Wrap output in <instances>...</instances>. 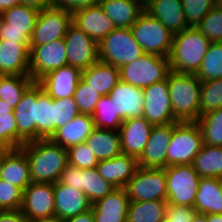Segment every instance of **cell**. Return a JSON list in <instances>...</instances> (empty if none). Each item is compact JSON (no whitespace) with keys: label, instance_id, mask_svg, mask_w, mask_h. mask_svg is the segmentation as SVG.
Instances as JSON below:
<instances>
[{"label":"cell","instance_id":"cell-1","mask_svg":"<svg viewBox=\"0 0 222 222\" xmlns=\"http://www.w3.org/2000/svg\"><path fill=\"white\" fill-rule=\"evenodd\" d=\"M29 161L32 182L52 183L59 181L68 164V151L51 139L26 142L20 147Z\"/></svg>","mask_w":222,"mask_h":222},{"label":"cell","instance_id":"cell-2","mask_svg":"<svg viewBox=\"0 0 222 222\" xmlns=\"http://www.w3.org/2000/svg\"><path fill=\"white\" fill-rule=\"evenodd\" d=\"M210 44L211 41L196 27L175 33L168 57L171 71L196 74Z\"/></svg>","mask_w":222,"mask_h":222},{"label":"cell","instance_id":"cell-3","mask_svg":"<svg viewBox=\"0 0 222 222\" xmlns=\"http://www.w3.org/2000/svg\"><path fill=\"white\" fill-rule=\"evenodd\" d=\"M167 83L174 117L179 122L197 121L200 117L201 80L196 74L171 71Z\"/></svg>","mask_w":222,"mask_h":222},{"label":"cell","instance_id":"cell-4","mask_svg":"<svg viewBox=\"0 0 222 222\" xmlns=\"http://www.w3.org/2000/svg\"><path fill=\"white\" fill-rule=\"evenodd\" d=\"M202 145V132L196 121L174 122L167 148L166 168L192 164Z\"/></svg>","mask_w":222,"mask_h":222},{"label":"cell","instance_id":"cell-5","mask_svg":"<svg viewBox=\"0 0 222 222\" xmlns=\"http://www.w3.org/2000/svg\"><path fill=\"white\" fill-rule=\"evenodd\" d=\"M143 54L131 28H115L98 43L99 61L117 68L135 61Z\"/></svg>","mask_w":222,"mask_h":222},{"label":"cell","instance_id":"cell-6","mask_svg":"<svg viewBox=\"0 0 222 222\" xmlns=\"http://www.w3.org/2000/svg\"><path fill=\"white\" fill-rule=\"evenodd\" d=\"M130 28L144 53L169 57L174 34L160 20L144 10Z\"/></svg>","mask_w":222,"mask_h":222},{"label":"cell","instance_id":"cell-7","mask_svg":"<svg viewBox=\"0 0 222 222\" xmlns=\"http://www.w3.org/2000/svg\"><path fill=\"white\" fill-rule=\"evenodd\" d=\"M119 69L121 81L139 88L163 81L171 72L168 57L147 53Z\"/></svg>","mask_w":222,"mask_h":222},{"label":"cell","instance_id":"cell-8","mask_svg":"<svg viewBox=\"0 0 222 222\" xmlns=\"http://www.w3.org/2000/svg\"><path fill=\"white\" fill-rule=\"evenodd\" d=\"M124 189L130 202L166 201L165 168H143L138 166Z\"/></svg>","mask_w":222,"mask_h":222},{"label":"cell","instance_id":"cell-9","mask_svg":"<svg viewBox=\"0 0 222 222\" xmlns=\"http://www.w3.org/2000/svg\"><path fill=\"white\" fill-rule=\"evenodd\" d=\"M165 171L167 203L193 207L201 178L193 165L168 166Z\"/></svg>","mask_w":222,"mask_h":222},{"label":"cell","instance_id":"cell-10","mask_svg":"<svg viewBox=\"0 0 222 222\" xmlns=\"http://www.w3.org/2000/svg\"><path fill=\"white\" fill-rule=\"evenodd\" d=\"M39 11L25 5L13 6L1 13L0 40L23 43L29 50V40Z\"/></svg>","mask_w":222,"mask_h":222},{"label":"cell","instance_id":"cell-11","mask_svg":"<svg viewBox=\"0 0 222 222\" xmlns=\"http://www.w3.org/2000/svg\"><path fill=\"white\" fill-rule=\"evenodd\" d=\"M65 65H68V60L64 38L42 45H30V76L35 82Z\"/></svg>","mask_w":222,"mask_h":222},{"label":"cell","instance_id":"cell-12","mask_svg":"<svg viewBox=\"0 0 222 222\" xmlns=\"http://www.w3.org/2000/svg\"><path fill=\"white\" fill-rule=\"evenodd\" d=\"M72 23V14L62 9L49 7L39 11L30 45H42L65 37Z\"/></svg>","mask_w":222,"mask_h":222},{"label":"cell","instance_id":"cell-13","mask_svg":"<svg viewBox=\"0 0 222 222\" xmlns=\"http://www.w3.org/2000/svg\"><path fill=\"white\" fill-rule=\"evenodd\" d=\"M142 116L152 125H165L178 120L173 115L167 79L143 88Z\"/></svg>","mask_w":222,"mask_h":222},{"label":"cell","instance_id":"cell-14","mask_svg":"<svg viewBox=\"0 0 222 222\" xmlns=\"http://www.w3.org/2000/svg\"><path fill=\"white\" fill-rule=\"evenodd\" d=\"M64 40L68 65L82 71L99 60L98 43L73 23L70 24Z\"/></svg>","mask_w":222,"mask_h":222},{"label":"cell","instance_id":"cell-15","mask_svg":"<svg viewBox=\"0 0 222 222\" xmlns=\"http://www.w3.org/2000/svg\"><path fill=\"white\" fill-rule=\"evenodd\" d=\"M20 210L27 222L55 215L53 184L31 182L23 191Z\"/></svg>","mask_w":222,"mask_h":222},{"label":"cell","instance_id":"cell-16","mask_svg":"<svg viewBox=\"0 0 222 222\" xmlns=\"http://www.w3.org/2000/svg\"><path fill=\"white\" fill-rule=\"evenodd\" d=\"M37 82H33L23 93L13 110L17 125V148L36 140Z\"/></svg>","mask_w":222,"mask_h":222},{"label":"cell","instance_id":"cell-17","mask_svg":"<svg viewBox=\"0 0 222 222\" xmlns=\"http://www.w3.org/2000/svg\"><path fill=\"white\" fill-rule=\"evenodd\" d=\"M174 122L165 125H154L148 142L137 159L138 166L143 168H166V155Z\"/></svg>","mask_w":222,"mask_h":222},{"label":"cell","instance_id":"cell-18","mask_svg":"<svg viewBox=\"0 0 222 222\" xmlns=\"http://www.w3.org/2000/svg\"><path fill=\"white\" fill-rule=\"evenodd\" d=\"M108 96L113 101L116 115L122 121L142 116L144 105L143 88L132 86L120 80L109 92Z\"/></svg>","mask_w":222,"mask_h":222},{"label":"cell","instance_id":"cell-19","mask_svg":"<svg viewBox=\"0 0 222 222\" xmlns=\"http://www.w3.org/2000/svg\"><path fill=\"white\" fill-rule=\"evenodd\" d=\"M81 72L79 68L65 65L46 74L38 83L53 99H64L74 95Z\"/></svg>","mask_w":222,"mask_h":222},{"label":"cell","instance_id":"cell-20","mask_svg":"<svg viewBox=\"0 0 222 222\" xmlns=\"http://www.w3.org/2000/svg\"><path fill=\"white\" fill-rule=\"evenodd\" d=\"M153 126L143 116L124 120L118 130L122 153L138 159L148 142Z\"/></svg>","mask_w":222,"mask_h":222},{"label":"cell","instance_id":"cell-21","mask_svg":"<svg viewBox=\"0 0 222 222\" xmlns=\"http://www.w3.org/2000/svg\"><path fill=\"white\" fill-rule=\"evenodd\" d=\"M55 215L63 220L91 210V202L83 191L59 181L53 184Z\"/></svg>","mask_w":222,"mask_h":222},{"label":"cell","instance_id":"cell-22","mask_svg":"<svg viewBox=\"0 0 222 222\" xmlns=\"http://www.w3.org/2000/svg\"><path fill=\"white\" fill-rule=\"evenodd\" d=\"M72 23L97 43L116 28L99 3L73 13Z\"/></svg>","mask_w":222,"mask_h":222},{"label":"cell","instance_id":"cell-23","mask_svg":"<svg viewBox=\"0 0 222 222\" xmlns=\"http://www.w3.org/2000/svg\"><path fill=\"white\" fill-rule=\"evenodd\" d=\"M30 75V50L17 41L0 40V75Z\"/></svg>","mask_w":222,"mask_h":222},{"label":"cell","instance_id":"cell-24","mask_svg":"<svg viewBox=\"0 0 222 222\" xmlns=\"http://www.w3.org/2000/svg\"><path fill=\"white\" fill-rule=\"evenodd\" d=\"M144 8L173 34L188 28L181 0H147Z\"/></svg>","mask_w":222,"mask_h":222},{"label":"cell","instance_id":"cell-25","mask_svg":"<svg viewBox=\"0 0 222 222\" xmlns=\"http://www.w3.org/2000/svg\"><path fill=\"white\" fill-rule=\"evenodd\" d=\"M1 179L24 191L32 182L29 161L21 148H3Z\"/></svg>","mask_w":222,"mask_h":222},{"label":"cell","instance_id":"cell-26","mask_svg":"<svg viewBox=\"0 0 222 222\" xmlns=\"http://www.w3.org/2000/svg\"><path fill=\"white\" fill-rule=\"evenodd\" d=\"M129 203L125 189L117 188L92 204L95 222H126Z\"/></svg>","mask_w":222,"mask_h":222},{"label":"cell","instance_id":"cell-27","mask_svg":"<svg viewBox=\"0 0 222 222\" xmlns=\"http://www.w3.org/2000/svg\"><path fill=\"white\" fill-rule=\"evenodd\" d=\"M137 168V159L123 153L112 159L99 161L96 166L100 176L116 188H124Z\"/></svg>","mask_w":222,"mask_h":222},{"label":"cell","instance_id":"cell-28","mask_svg":"<svg viewBox=\"0 0 222 222\" xmlns=\"http://www.w3.org/2000/svg\"><path fill=\"white\" fill-rule=\"evenodd\" d=\"M99 4L116 28H130L145 10L143 0H104Z\"/></svg>","mask_w":222,"mask_h":222},{"label":"cell","instance_id":"cell-29","mask_svg":"<svg viewBox=\"0 0 222 222\" xmlns=\"http://www.w3.org/2000/svg\"><path fill=\"white\" fill-rule=\"evenodd\" d=\"M94 128L92 116L79 114L69 123L58 128L50 139L68 149L84 143Z\"/></svg>","mask_w":222,"mask_h":222},{"label":"cell","instance_id":"cell-30","mask_svg":"<svg viewBox=\"0 0 222 222\" xmlns=\"http://www.w3.org/2000/svg\"><path fill=\"white\" fill-rule=\"evenodd\" d=\"M81 78L100 96H105L120 81V69L98 60L89 68L82 70Z\"/></svg>","mask_w":222,"mask_h":222},{"label":"cell","instance_id":"cell-31","mask_svg":"<svg viewBox=\"0 0 222 222\" xmlns=\"http://www.w3.org/2000/svg\"><path fill=\"white\" fill-rule=\"evenodd\" d=\"M85 143L98 161L112 159L122 153L119 131L95 127Z\"/></svg>","mask_w":222,"mask_h":222},{"label":"cell","instance_id":"cell-32","mask_svg":"<svg viewBox=\"0 0 222 222\" xmlns=\"http://www.w3.org/2000/svg\"><path fill=\"white\" fill-rule=\"evenodd\" d=\"M193 208L196 213L222 214V192L218 178H200Z\"/></svg>","mask_w":222,"mask_h":222},{"label":"cell","instance_id":"cell-33","mask_svg":"<svg viewBox=\"0 0 222 222\" xmlns=\"http://www.w3.org/2000/svg\"><path fill=\"white\" fill-rule=\"evenodd\" d=\"M54 134V99L37 82L36 140L50 139Z\"/></svg>","mask_w":222,"mask_h":222},{"label":"cell","instance_id":"cell-34","mask_svg":"<svg viewBox=\"0 0 222 222\" xmlns=\"http://www.w3.org/2000/svg\"><path fill=\"white\" fill-rule=\"evenodd\" d=\"M201 178L222 176V147L202 145L192 163Z\"/></svg>","mask_w":222,"mask_h":222},{"label":"cell","instance_id":"cell-35","mask_svg":"<svg viewBox=\"0 0 222 222\" xmlns=\"http://www.w3.org/2000/svg\"><path fill=\"white\" fill-rule=\"evenodd\" d=\"M167 204L161 200L130 202L126 222H163Z\"/></svg>","mask_w":222,"mask_h":222},{"label":"cell","instance_id":"cell-36","mask_svg":"<svg viewBox=\"0 0 222 222\" xmlns=\"http://www.w3.org/2000/svg\"><path fill=\"white\" fill-rule=\"evenodd\" d=\"M80 191H83L91 204L111 194L117 188L100 176L96 168L81 169Z\"/></svg>","mask_w":222,"mask_h":222},{"label":"cell","instance_id":"cell-37","mask_svg":"<svg viewBox=\"0 0 222 222\" xmlns=\"http://www.w3.org/2000/svg\"><path fill=\"white\" fill-rule=\"evenodd\" d=\"M33 82L30 75H0V99L14 109Z\"/></svg>","mask_w":222,"mask_h":222},{"label":"cell","instance_id":"cell-38","mask_svg":"<svg viewBox=\"0 0 222 222\" xmlns=\"http://www.w3.org/2000/svg\"><path fill=\"white\" fill-rule=\"evenodd\" d=\"M196 122L204 145L222 147V107L201 115Z\"/></svg>","mask_w":222,"mask_h":222},{"label":"cell","instance_id":"cell-39","mask_svg":"<svg viewBox=\"0 0 222 222\" xmlns=\"http://www.w3.org/2000/svg\"><path fill=\"white\" fill-rule=\"evenodd\" d=\"M196 76L201 82L222 78V42H211Z\"/></svg>","mask_w":222,"mask_h":222},{"label":"cell","instance_id":"cell-40","mask_svg":"<svg viewBox=\"0 0 222 222\" xmlns=\"http://www.w3.org/2000/svg\"><path fill=\"white\" fill-rule=\"evenodd\" d=\"M113 101L108 95L101 96L92 115L96 128L118 131L122 120L115 113Z\"/></svg>","mask_w":222,"mask_h":222},{"label":"cell","instance_id":"cell-41","mask_svg":"<svg viewBox=\"0 0 222 222\" xmlns=\"http://www.w3.org/2000/svg\"><path fill=\"white\" fill-rule=\"evenodd\" d=\"M13 108L0 99V146L17 149V125Z\"/></svg>","mask_w":222,"mask_h":222},{"label":"cell","instance_id":"cell-42","mask_svg":"<svg viewBox=\"0 0 222 222\" xmlns=\"http://www.w3.org/2000/svg\"><path fill=\"white\" fill-rule=\"evenodd\" d=\"M222 107V78L201 82L200 116Z\"/></svg>","mask_w":222,"mask_h":222},{"label":"cell","instance_id":"cell-43","mask_svg":"<svg viewBox=\"0 0 222 222\" xmlns=\"http://www.w3.org/2000/svg\"><path fill=\"white\" fill-rule=\"evenodd\" d=\"M96 90L90 87L82 78L79 80L73 98L81 114L92 116L100 99Z\"/></svg>","mask_w":222,"mask_h":222},{"label":"cell","instance_id":"cell-44","mask_svg":"<svg viewBox=\"0 0 222 222\" xmlns=\"http://www.w3.org/2000/svg\"><path fill=\"white\" fill-rule=\"evenodd\" d=\"M196 28L211 42H222V9L214 6Z\"/></svg>","mask_w":222,"mask_h":222},{"label":"cell","instance_id":"cell-45","mask_svg":"<svg viewBox=\"0 0 222 222\" xmlns=\"http://www.w3.org/2000/svg\"><path fill=\"white\" fill-rule=\"evenodd\" d=\"M181 2L188 27H196L215 6L214 0H181Z\"/></svg>","mask_w":222,"mask_h":222},{"label":"cell","instance_id":"cell-46","mask_svg":"<svg viewBox=\"0 0 222 222\" xmlns=\"http://www.w3.org/2000/svg\"><path fill=\"white\" fill-rule=\"evenodd\" d=\"M80 113L78 106L73 98L54 99V133L55 131L69 123Z\"/></svg>","mask_w":222,"mask_h":222},{"label":"cell","instance_id":"cell-47","mask_svg":"<svg viewBox=\"0 0 222 222\" xmlns=\"http://www.w3.org/2000/svg\"><path fill=\"white\" fill-rule=\"evenodd\" d=\"M67 151L68 163L76 166L77 168H96L98 165L99 161L85 142L71 146L67 149Z\"/></svg>","mask_w":222,"mask_h":222},{"label":"cell","instance_id":"cell-48","mask_svg":"<svg viewBox=\"0 0 222 222\" xmlns=\"http://www.w3.org/2000/svg\"><path fill=\"white\" fill-rule=\"evenodd\" d=\"M22 196L20 188L0 179V211L20 209Z\"/></svg>","mask_w":222,"mask_h":222},{"label":"cell","instance_id":"cell-49","mask_svg":"<svg viewBox=\"0 0 222 222\" xmlns=\"http://www.w3.org/2000/svg\"><path fill=\"white\" fill-rule=\"evenodd\" d=\"M195 213L196 210L193 207L168 203L163 222H191Z\"/></svg>","mask_w":222,"mask_h":222},{"label":"cell","instance_id":"cell-50","mask_svg":"<svg viewBox=\"0 0 222 222\" xmlns=\"http://www.w3.org/2000/svg\"><path fill=\"white\" fill-rule=\"evenodd\" d=\"M98 4V0H52V7L62 9L70 14Z\"/></svg>","mask_w":222,"mask_h":222},{"label":"cell","instance_id":"cell-51","mask_svg":"<svg viewBox=\"0 0 222 222\" xmlns=\"http://www.w3.org/2000/svg\"><path fill=\"white\" fill-rule=\"evenodd\" d=\"M80 175L81 169L68 163L61 173L59 182L80 190Z\"/></svg>","mask_w":222,"mask_h":222},{"label":"cell","instance_id":"cell-52","mask_svg":"<svg viewBox=\"0 0 222 222\" xmlns=\"http://www.w3.org/2000/svg\"><path fill=\"white\" fill-rule=\"evenodd\" d=\"M0 222H27L20 209L0 211Z\"/></svg>","mask_w":222,"mask_h":222},{"label":"cell","instance_id":"cell-53","mask_svg":"<svg viewBox=\"0 0 222 222\" xmlns=\"http://www.w3.org/2000/svg\"><path fill=\"white\" fill-rule=\"evenodd\" d=\"M20 5L32 7L38 11L52 6V0H19Z\"/></svg>","mask_w":222,"mask_h":222},{"label":"cell","instance_id":"cell-54","mask_svg":"<svg viewBox=\"0 0 222 222\" xmlns=\"http://www.w3.org/2000/svg\"><path fill=\"white\" fill-rule=\"evenodd\" d=\"M64 222H95L92 210L64 220Z\"/></svg>","mask_w":222,"mask_h":222},{"label":"cell","instance_id":"cell-55","mask_svg":"<svg viewBox=\"0 0 222 222\" xmlns=\"http://www.w3.org/2000/svg\"><path fill=\"white\" fill-rule=\"evenodd\" d=\"M19 4V0H0V13Z\"/></svg>","mask_w":222,"mask_h":222},{"label":"cell","instance_id":"cell-56","mask_svg":"<svg viewBox=\"0 0 222 222\" xmlns=\"http://www.w3.org/2000/svg\"><path fill=\"white\" fill-rule=\"evenodd\" d=\"M32 222H64V220L57 217L56 215H53V216H50V217L40 218V219L34 220Z\"/></svg>","mask_w":222,"mask_h":222},{"label":"cell","instance_id":"cell-57","mask_svg":"<svg viewBox=\"0 0 222 222\" xmlns=\"http://www.w3.org/2000/svg\"><path fill=\"white\" fill-rule=\"evenodd\" d=\"M207 222H222V214H207Z\"/></svg>","mask_w":222,"mask_h":222},{"label":"cell","instance_id":"cell-58","mask_svg":"<svg viewBox=\"0 0 222 222\" xmlns=\"http://www.w3.org/2000/svg\"><path fill=\"white\" fill-rule=\"evenodd\" d=\"M191 222H207V214L195 213Z\"/></svg>","mask_w":222,"mask_h":222},{"label":"cell","instance_id":"cell-59","mask_svg":"<svg viewBox=\"0 0 222 222\" xmlns=\"http://www.w3.org/2000/svg\"><path fill=\"white\" fill-rule=\"evenodd\" d=\"M2 164H3V149L0 151V179H1Z\"/></svg>","mask_w":222,"mask_h":222},{"label":"cell","instance_id":"cell-60","mask_svg":"<svg viewBox=\"0 0 222 222\" xmlns=\"http://www.w3.org/2000/svg\"><path fill=\"white\" fill-rule=\"evenodd\" d=\"M214 2H215V6L217 8L222 9V0H214Z\"/></svg>","mask_w":222,"mask_h":222},{"label":"cell","instance_id":"cell-61","mask_svg":"<svg viewBox=\"0 0 222 222\" xmlns=\"http://www.w3.org/2000/svg\"><path fill=\"white\" fill-rule=\"evenodd\" d=\"M219 180V186H220V189H221V192H222V176L218 178Z\"/></svg>","mask_w":222,"mask_h":222}]
</instances>
